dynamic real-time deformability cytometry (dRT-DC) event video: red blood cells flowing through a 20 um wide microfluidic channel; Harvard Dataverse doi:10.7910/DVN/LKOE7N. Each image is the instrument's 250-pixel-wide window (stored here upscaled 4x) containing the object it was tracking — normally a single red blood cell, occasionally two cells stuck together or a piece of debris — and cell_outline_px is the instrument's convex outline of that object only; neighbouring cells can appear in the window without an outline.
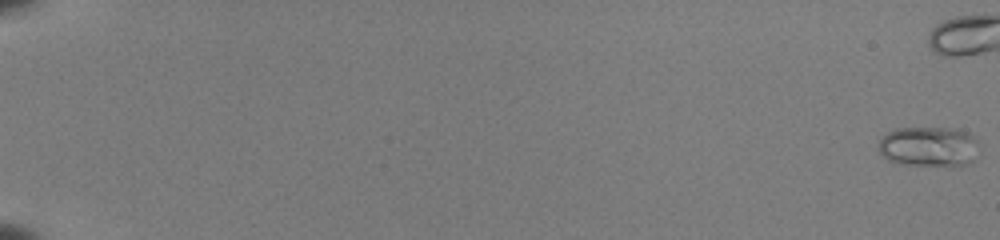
{"species": "common noctule bat (a hibernating species)", "species_latin": "Nyctalus noctula", "temperature_condition": "room temperature", "stored_images_in_passage": 47, "camera_frame_rate_fps": 3000, "um_per_image_px": 0.085, "animal": {"sex": "female", "body_mass_g": 22.0, "forearm_length_mm": 56.7}, "frame": {"image": 1, "passage_image": 1, "time_ms": 0.0, "image_size_px": [1000, 240], "cell_outline_px": [[976, 160], [968, 164], [900, 164], [888, 160], [876, 148], [880, 140], [888, 132], [896, 128], [956, 128], [968, 132], [976, 136]], "centroid_in_image_um": [78.94, 12.43], "position_along_channel_um": 6.1, "area_um2": 23.29}}